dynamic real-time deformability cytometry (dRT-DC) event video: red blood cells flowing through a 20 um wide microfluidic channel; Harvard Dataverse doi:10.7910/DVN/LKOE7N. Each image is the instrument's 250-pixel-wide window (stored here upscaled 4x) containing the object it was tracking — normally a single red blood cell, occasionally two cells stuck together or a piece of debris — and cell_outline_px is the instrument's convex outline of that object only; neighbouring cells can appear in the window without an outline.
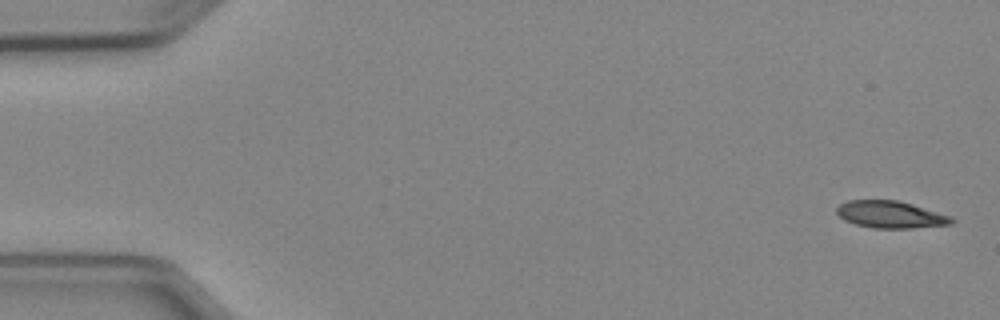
{"species": "Egyptian fruit bat (a non-hibernating species)", "species_latin": "Rousettus aegyptiacus", "temperature_condition": "cold", "stored_images_in_passage": 4, "camera_frame_rate_fps": 3000, "um_per_image_px": 0.085, "animal": {"sex": "female"}, "frame": {"image": 1, "passage_image": 1, "time_ms": 0.0, "image_size_px": [1000, 320], "cell_outline_px": [[956, 220], [952, 224], [912, 228], [872, 228], [856, 224], [844, 220], [836, 212], [836, 208], [840, 204], [848, 200], [896, 200], [912, 204], [952, 216]], "centroid_in_image_um": [75.71, 18.24], "position_along_channel_um": 9.3, "area_um2": 18.15}}
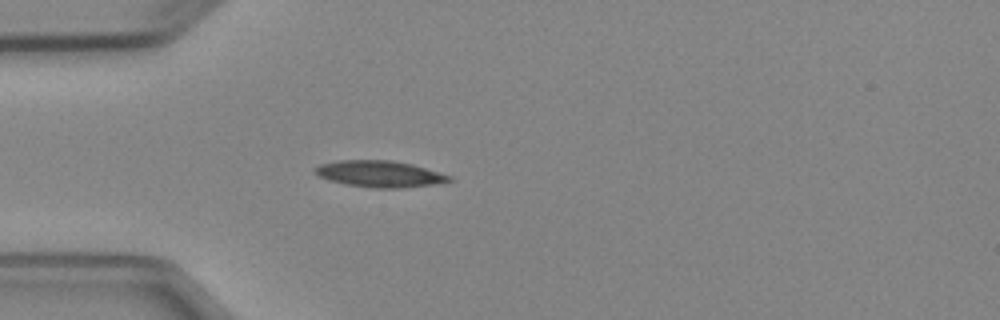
{"frame": {"image": 2, "passage_image": 4, "time_ms": 4.333, "image_size_px": [1000, 320], "cell_outline_px": [[456, 180], [444, 184], [404, 188], [372, 188], [344, 184], [328, 180], [320, 176], [312, 168], [320, 164], [340, 160], [392, 160], [412, 164], [452, 176]], "centroid_in_image_um": [32.36, 14.8], "position_along_channel_um": 52.6, "area_um2": 21.1}}